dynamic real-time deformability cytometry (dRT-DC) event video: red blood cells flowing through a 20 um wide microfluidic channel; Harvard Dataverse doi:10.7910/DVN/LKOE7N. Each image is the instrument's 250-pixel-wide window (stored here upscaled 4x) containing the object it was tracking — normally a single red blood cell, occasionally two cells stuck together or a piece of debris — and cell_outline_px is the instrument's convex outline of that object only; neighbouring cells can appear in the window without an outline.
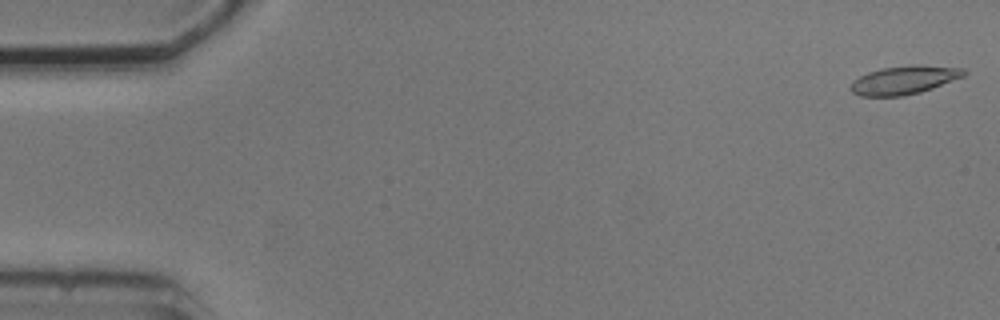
{"species": "common noctule bat (a hibernating species)", "species_latin": "Nyctalus noctula", "temperature_condition": "cold", "stored_images_in_passage": 6, "camera_frame_rate_fps": 3000, "um_per_image_px": 0.085, "animal": {"sex": "male", "body_mass_g": 20.5, "forearm_length_mm": 52.5}, "frame": {"image": 1, "passage_image": 1, "time_ms": 0.0, "image_size_px": [1000, 320], "cell_outline_px": [[968, 72], [964, 76], [932, 88], [920, 92], [904, 96], [860, 96], [852, 92], [848, 88], [852, 80], [868, 72], [880, 68], [912, 64], [916, 64], [964, 68]], "centroid_in_image_um": [76.83, 6.79], "position_along_channel_um": 8.2, "area_um2": 19.02}}
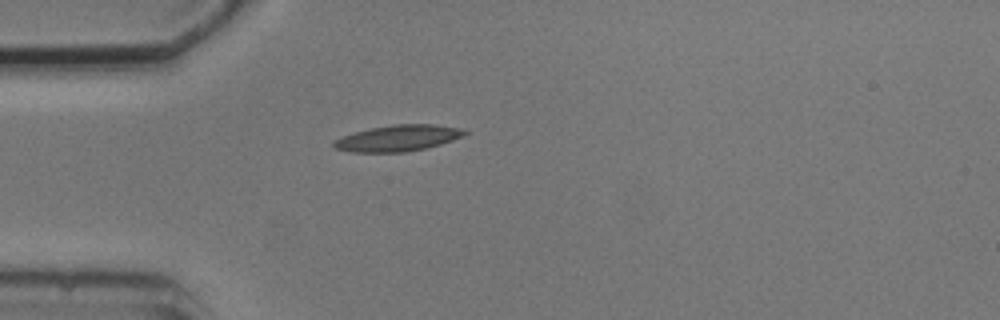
{"frame": {"image": 2, "passage_image": 5, "time_ms": 4.667, "image_size_px": [1000, 320], "cell_outline_px": [[468, 132], [464, 136], [428, 148], [404, 152], [352, 152], [332, 148], [332, 140], [340, 136], [372, 128], [392, 124], [432, 124], [460, 128]], "centroid_in_image_um": [33.78, 11.75], "position_along_channel_um": 51.2, "area_um2": 20.06}}